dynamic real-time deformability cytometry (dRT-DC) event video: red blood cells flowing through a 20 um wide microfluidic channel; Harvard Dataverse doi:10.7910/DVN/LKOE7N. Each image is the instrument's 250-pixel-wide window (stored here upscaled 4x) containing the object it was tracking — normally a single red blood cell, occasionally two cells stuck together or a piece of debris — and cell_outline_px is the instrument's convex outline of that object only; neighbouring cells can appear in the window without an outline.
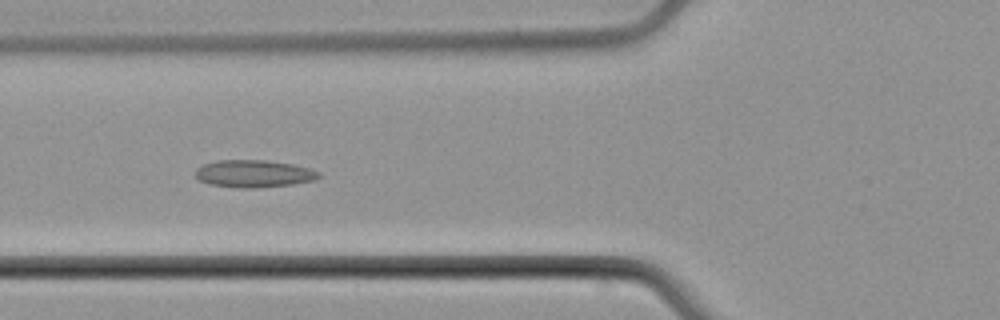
{"species": "common noctule bat (a hibernating species)", "species_latin": "Nyctalus noctula", "temperature_condition": "cold", "stored_images_in_passage": 7, "camera_frame_rate_fps": 3000, "um_per_image_px": 0.085, "animal": {"sex": "male", "body_mass_g": 21.5, "forearm_length_mm": 52.0}, "frame": {"image": 1, "passage_image": 6, "time_ms": 6.333, "image_size_px": [1000, 320], "cell_outline_px": [[320, 176], [316, 180], [292, 184], [256, 188], [236, 188], [208, 184], [200, 180], [196, 176], [196, 168], [204, 164], [216, 160], [264, 160], [292, 164], [308, 168], [320, 172]], "centroid_in_image_um": [21.56, 14.77], "position_along_channel_um": 104.2, "area_um2": 19.71}}
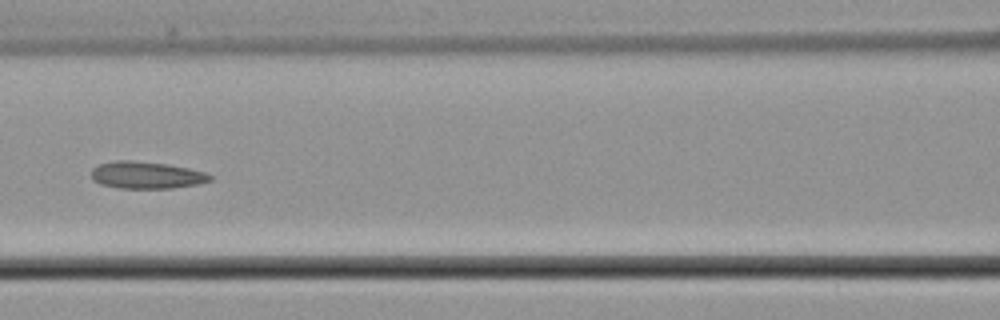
{"frame": {"image": 2, "passage_image": 7, "time_ms": 7.667, "image_size_px": [1000, 320], "cell_outline_px": [[212, 180], [200, 184], [172, 188], [120, 188], [100, 184], [92, 180], [92, 168], [100, 164], [116, 160], [128, 160], [168, 164], [188, 168], [204, 172], [212, 176]], "centroid_in_image_um": [12.45, 14.89], "position_along_channel_um": 154.1, "area_um2": 18.73}}